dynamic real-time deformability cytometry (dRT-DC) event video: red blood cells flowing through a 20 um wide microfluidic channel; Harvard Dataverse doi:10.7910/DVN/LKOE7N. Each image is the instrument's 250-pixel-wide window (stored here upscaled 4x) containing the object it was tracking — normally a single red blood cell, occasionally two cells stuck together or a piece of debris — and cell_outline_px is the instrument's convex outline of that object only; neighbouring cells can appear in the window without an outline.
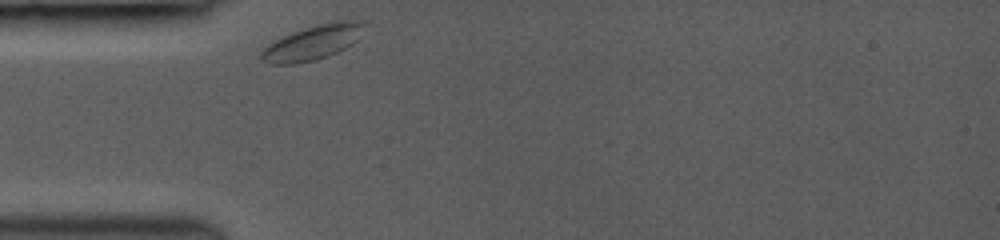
{"species": "common noctule bat (a hibernating species)", "species_latin": "Nyctalus noctula", "temperature_condition": "room temperature", "stored_images_in_passage": 1, "camera_frame_rate_fps": 3000, "um_per_image_px": 0.085, "animal": {"sex": "female", "body_mass_g": 19.0, "forearm_length_mm": 53.3}, "frame": {"image": 1, "passage_image": 1, "time_ms": 0.0, "image_size_px": [1000, 240], "cell_outline_px": [[364, 24], [356, 40], [352, 44], [328, 56], [316, 60], [296, 64], [272, 64], [260, 60], [260, 52], [268, 44], [292, 32], [304, 28], [336, 20], [356, 20]], "centroid_in_image_um": [26.53, 3.63], "position_along_channel_um": 58.5, "area_um2": 20.52}}